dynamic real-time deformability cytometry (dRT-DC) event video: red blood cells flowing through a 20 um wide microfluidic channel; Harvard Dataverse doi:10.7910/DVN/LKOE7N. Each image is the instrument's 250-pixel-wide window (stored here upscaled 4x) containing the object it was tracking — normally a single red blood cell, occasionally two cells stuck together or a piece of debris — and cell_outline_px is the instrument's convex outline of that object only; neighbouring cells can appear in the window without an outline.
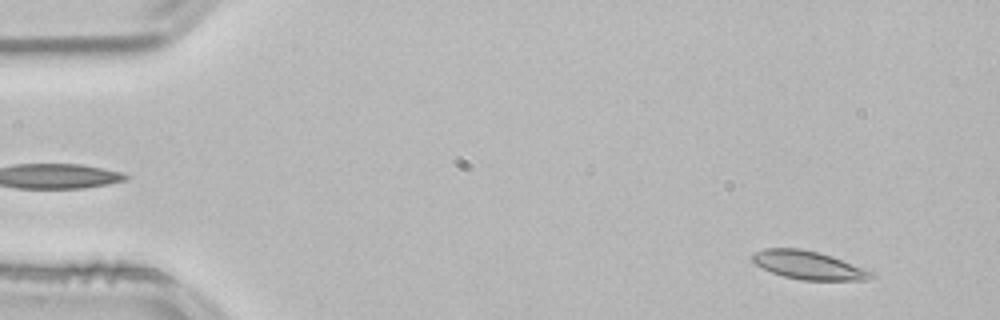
{"species": "common noctule bat (a hibernating species)", "species_latin": "Nyctalus noctula", "temperature_condition": "room temperature", "stored_images_in_passage": 53, "camera_frame_rate_fps": 3000, "um_per_image_px": 0.085, "animal": {"sex": "male", "body_mass_g": 21.5, "forearm_length_mm": 52.0}, "frame": {"image": 1, "passage_image": 4, "time_ms": 1.0, "image_size_px": [1000, 320], "cell_outline_px": [[876, 276], [868, 280], [800, 280], [784, 276], [772, 272], [756, 264], [752, 260], [752, 256], [756, 252], [764, 248], [800, 248], [832, 256], [876, 272]], "centroid_in_image_um": [68.79, 22.55], "position_along_channel_um": 16.2, "area_um2": 19.59}}
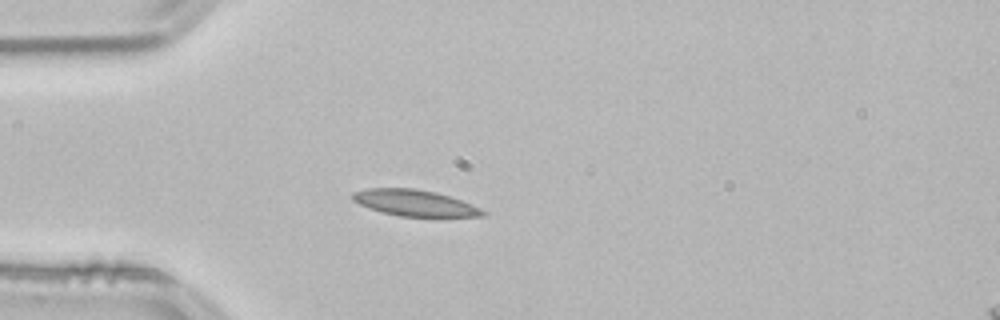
{"frame": {"image": 2, "passage_image": 14, "time_ms": 4.333, "image_size_px": [1000, 320], "cell_outline_px": [[488, 212], [484, 216], [400, 216], [380, 212], [368, 208], [352, 200], [352, 192], [368, 188], [416, 188], [436, 192], [460, 200], [480, 208]], "centroid_in_image_um": [35.21, 17.24], "position_along_channel_um": 49.8, "area_um2": 19.77}}
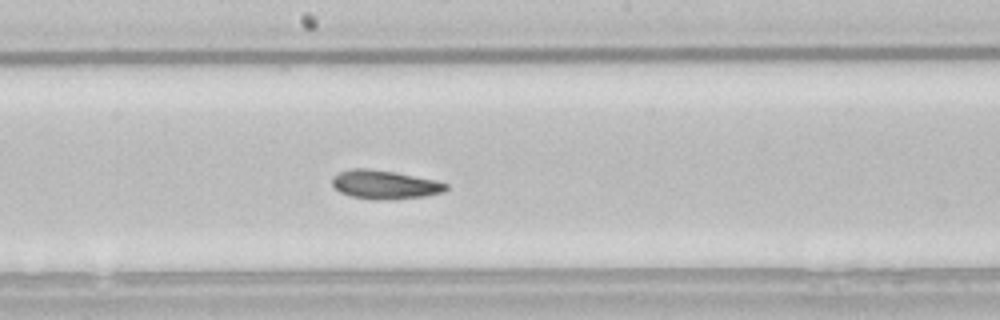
{"frame": {"image": 3, "passage_image": 28, "time_ms": 9.0, "image_size_px": [1000, 320], "cell_outline_px": [[448, 188], [444, 192], [424, 196], [388, 200], [372, 200], [352, 196], [340, 192], [332, 184], [332, 176], [340, 172], [352, 168], [368, 168], [392, 172], [436, 180], [448, 184]], "centroid_in_image_um": [32.7, 15.7], "position_along_channel_um": 215.5, "area_um2": 19.02}, "authors_computed_cell_mechanics": {"area_um2": 19.4786, "velocity_mm_per_s": 3.8034, "shape_relaxation_time_tau1_ms": 9.8189, "shape_relaxation_time_tau2_ms": 5.0476, "deformation_change_tau1": 0.1713, "deformation_change_tau2": 0.1107}}